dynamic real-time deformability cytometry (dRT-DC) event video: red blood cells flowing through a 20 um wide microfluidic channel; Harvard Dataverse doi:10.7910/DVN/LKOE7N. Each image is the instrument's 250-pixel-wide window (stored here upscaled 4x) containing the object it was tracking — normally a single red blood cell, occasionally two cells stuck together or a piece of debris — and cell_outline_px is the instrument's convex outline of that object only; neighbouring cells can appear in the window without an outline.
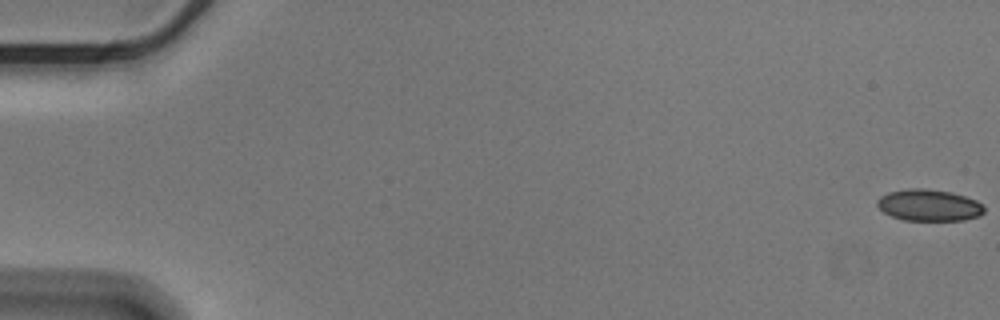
{"species": "Egyptian fruit bat (a non-hibernating species)", "species_latin": "Rousettus aegyptiacus", "temperature_condition": "cold", "stored_images_in_passage": 57, "camera_frame_rate_fps": 3000, "um_per_image_px": 0.085, "animal": {"sex": "male"}, "frame": {"image": 1, "passage_image": 1, "time_ms": 0.0, "image_size_px": [1000, 320], "cell_outline_px": [[984, 212], [980, 216], [964, 220], [904, 220], [892, 216], [884, 212], [876, 204], [876, 200], [880, 196], [888, 192], [908, 188], [924, 188], [952, 192], [976, 200], [984, 208]], "centroid_in_image_um": [78.95, 17.43], "position_along_channel_um": 6.1, "area_um2": 19.71}}
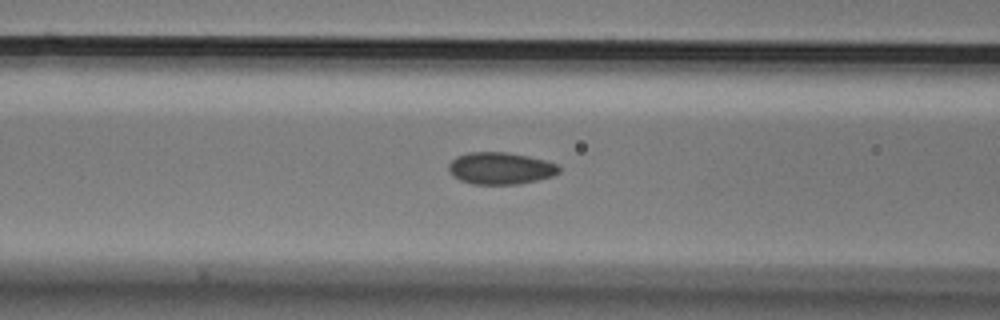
{"frame": {"image": 2, "passage_image": 24, "time_ms": 7.667, "image_size_px": [1000, 320], "cell_outline_px": [[560, 172], [552, 176], [536, 180], [516, 184], [472, 184], [460, 180], [452, 176], [448, 168], [448, 164], [456, 156], [468, 152], [508, 152], [528, 156], [560, 164]], "centroid_in_image_um": [42.53, 14.3], "position_along_channel_um": 124.1, "area_um2": 20.69}}
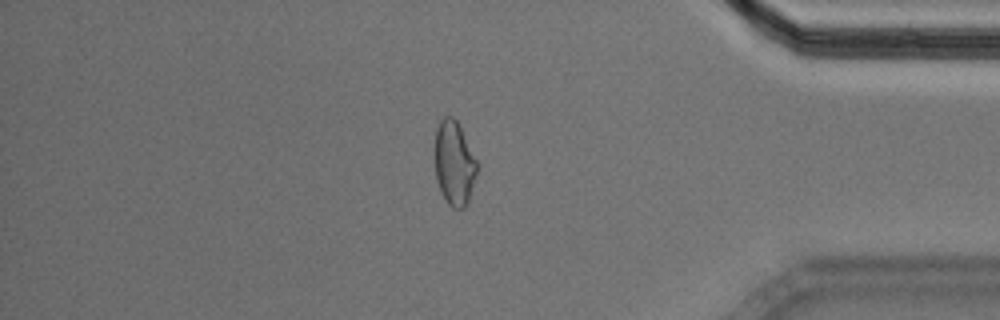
{"frame": {"image": 3, "passage_image": 49, "time_ms": 16.0, "image_size_px": [1000, 320], "cell_outline_px": [[476, 172], [468, 200], [464, 208], [452, 208], [448, 204], [440, 192], [436, 180], [436, 128], [440, 120], [444, 116], [452, 116], [456, 120], [476, 160]], "centroid_in_image_um": [38.58, 13.89], "position_along_channel_um": 396.6, "area_um2": 20.11}, "authors_computed_cell_mechanics": {"area_um2": 20.519, "velocity_mm_per_s": 3.577, "shape_relaxation_time_tau1_ms": null, "shape_relaxation_time_tau2_ms": 1.2738, "deformation_change_tau1": null, "deformation_change_tau2": 0.0667}}